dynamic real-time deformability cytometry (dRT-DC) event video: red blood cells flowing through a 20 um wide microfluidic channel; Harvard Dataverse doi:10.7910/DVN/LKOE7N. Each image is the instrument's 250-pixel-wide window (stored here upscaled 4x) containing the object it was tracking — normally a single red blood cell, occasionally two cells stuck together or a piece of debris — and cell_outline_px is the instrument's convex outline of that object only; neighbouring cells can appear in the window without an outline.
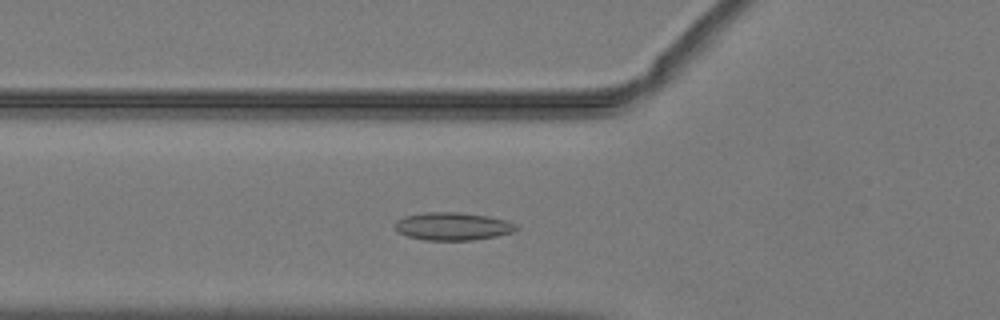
{"species": "common noctule bat (a hibernating species)", "species_latin": "Nyctalus noctula", "temperature_condition": "warm", "stored_images_in_passage": 41, "camera_frame_rate_fps": 3000, "um_per_image_px": 0.085, "animal": {"sex": "male", "body_mass_g": 19.2, "forearm_length_mm": 51.8}, "frame": {"image": 1, "passage_image": 9, "time_ms": 2.667, "image_size_px": [1000, 320], "cell_outline_px": [[520, 228], [516, 232], [496, 236], [472, 240], [424, 240], [408, 236], [400, 232], [396, 228], [396, 220], [404, 216], [424, 212], [460, 212], [488, 216], [508, 220], [516, 224]], "centroid_in_image_um": [38.55, 19.23], "position_along_channel_um": 87.3, "area_um2": 19.83}}
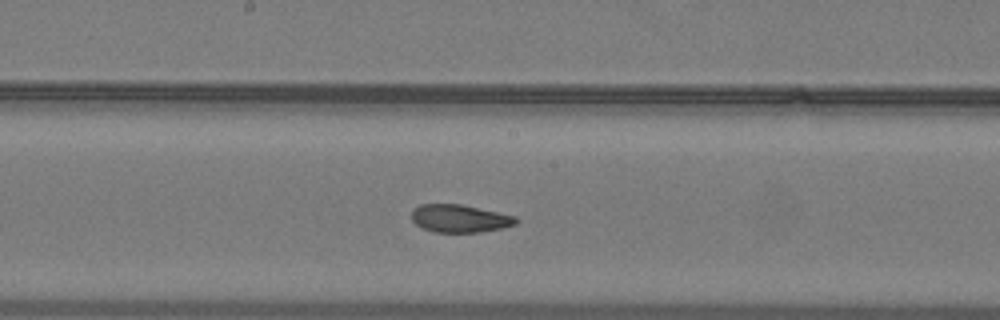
{"frame": {"image": 2, "passage_image": 18, "time_ms": 5.667, "image_size_px": [1000, 320], "cell_outline_px": [[520, 220], [516, 224], [504, 228], [480, 232], [432, 232], [416, 224], [412, 220], [412, 208], [420, 204], [460, 204], [516, 216]], "centroid_in_image_um": [39.09, 18.57], "position_along_channel_um": 209.1, "area_um2": 16.99}}
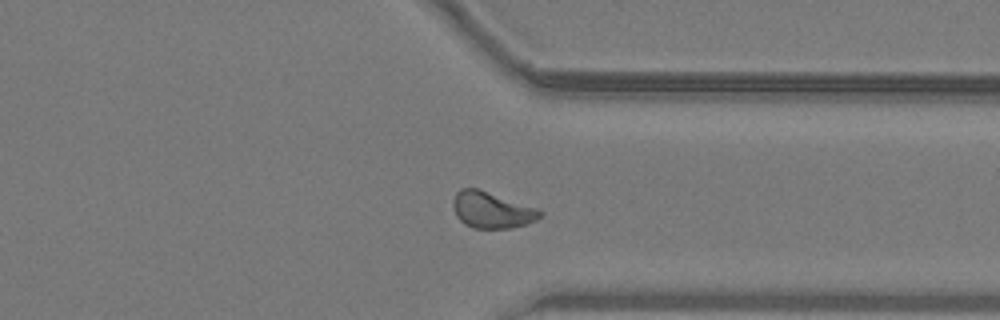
{"frame": {"image": 3, "passage_image": 30, "time_ms": 9.667, "image_size_px": [1000, 320], "cell_outline_px": [[544, 212], [536, 220], [528, 224], [512, 228], [472, 228], [464, 224], [456, 216], [452, 208], [452, 200], [456, 192], [460, 188], [476, 188], [536, 208]], "centroid_in_image_um": [41.76, 17.86], "position_along_channel_um": 369.6, "area_um2": 18.38}, "authors_computed_cell_mechanics": {"area_um2": 17.8602, "velocity_mm_per_s": 4.0374, "shape_relaxation_time_tau1_ms": null, "shape_relaxation_time_tau2_ms": 1.0966, "deformation_change_tau1": null, "deformation_change_tau2": 0.0445}}